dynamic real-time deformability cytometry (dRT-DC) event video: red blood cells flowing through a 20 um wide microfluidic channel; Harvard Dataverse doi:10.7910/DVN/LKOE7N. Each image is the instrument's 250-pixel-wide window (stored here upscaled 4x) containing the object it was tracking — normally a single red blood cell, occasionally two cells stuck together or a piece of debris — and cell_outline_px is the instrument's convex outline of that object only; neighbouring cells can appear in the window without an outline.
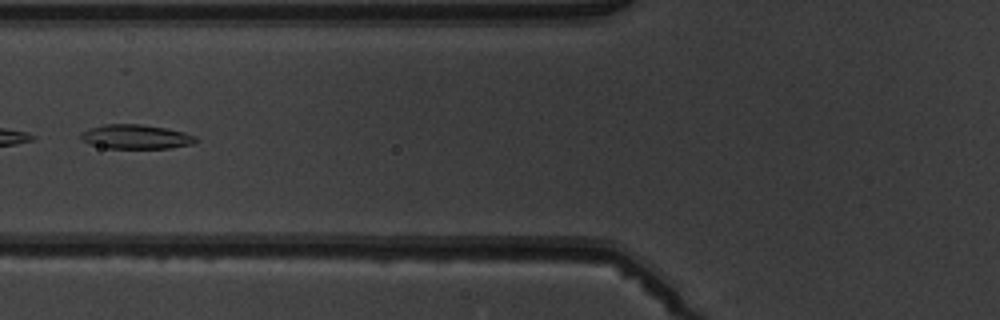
{"species": "common noctule bat (a hibernating species)", "species_latin": "Nyctalus noctula", "temperature_condition": "warm", "stored_images_in_passage": 6, "camera_frame_rate_fps": 3000, "um_per_image_px": 0.085, "animal": {"sex": "male", "body_mass_g": 19.5, "forearm_length_mm": 54.6}, "frame": {"image": 1, "passage_image": 6, "time_ms": 6.667, "image_size_px": [1000, 320], "cell_outline_px": [[200, 140], [192, 144], [168, 148], [108, 148], [92, 144], [80, 140], [80, 136], [84, 132], [92, 128], [104, 124], [140, 124], [164, 128], [184, 132], [196, 136]], "centroid_in_image_um": [11.6, 11.63], "position_along_channel_um": 114.2, "area_um2": 16.07}}